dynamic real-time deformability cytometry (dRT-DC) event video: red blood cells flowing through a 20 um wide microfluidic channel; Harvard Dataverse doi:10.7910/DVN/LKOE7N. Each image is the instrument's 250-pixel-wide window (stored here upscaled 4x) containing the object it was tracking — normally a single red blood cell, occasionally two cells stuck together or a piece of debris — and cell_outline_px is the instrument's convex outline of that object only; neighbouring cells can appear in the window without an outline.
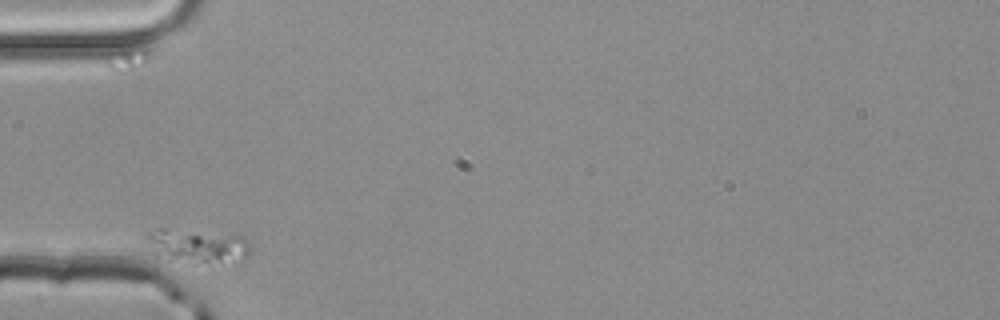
{"species": "common noctule bat (a hibernating species)", "species_latin": "Nyctalus noctula", "temperature_condition": "room temperature", "stored_images_in_passage": 3, "camera_frame_rate_fps": 3000, "um_per_image_px": 0.085, "animal": {"sex": "male", "body_mass_g": 20.4}, "frame": {"image": 1, "passage_image": 1, "time_ms": 0.0, "image_size_px": [1000, 320], "cell_outline_px": [[252, 252], [248, 256], [220, 260], [156, 268], [148, 236], [148, 232], [156, 228], [164, 228], [236, 232], [244, 236], [248, 240]], "centroid_in_image_um": [16.61, 20.93], "position_along_channel_um": 68.4, "area_um2": 22.54}}
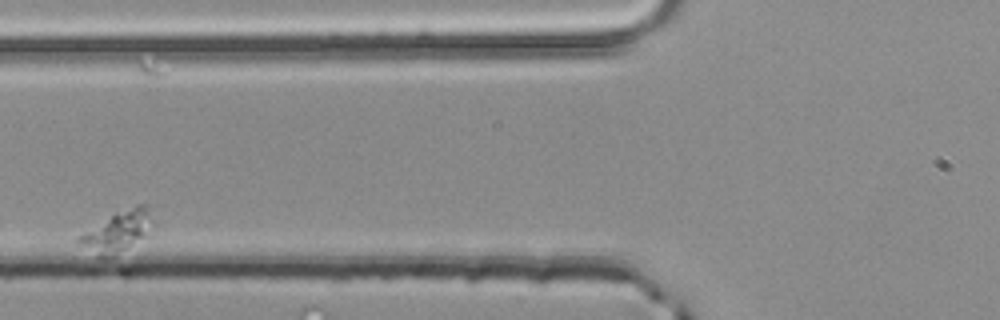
{"frame": {"image": 2, "passage_image": 2, "time_ms": 0.333, "image_size_px": [1000, 320], "cell_outline_px": [[152, 224], [144, 236], [112, 256], [96, 256], [76, 244], [76, 236], [116, 212], [136, 204], [148, 204]], "centroid_in_image_um": [9.9, 19.66], "position_along_channel_um": 115.9, "area_um2": 17.22}}